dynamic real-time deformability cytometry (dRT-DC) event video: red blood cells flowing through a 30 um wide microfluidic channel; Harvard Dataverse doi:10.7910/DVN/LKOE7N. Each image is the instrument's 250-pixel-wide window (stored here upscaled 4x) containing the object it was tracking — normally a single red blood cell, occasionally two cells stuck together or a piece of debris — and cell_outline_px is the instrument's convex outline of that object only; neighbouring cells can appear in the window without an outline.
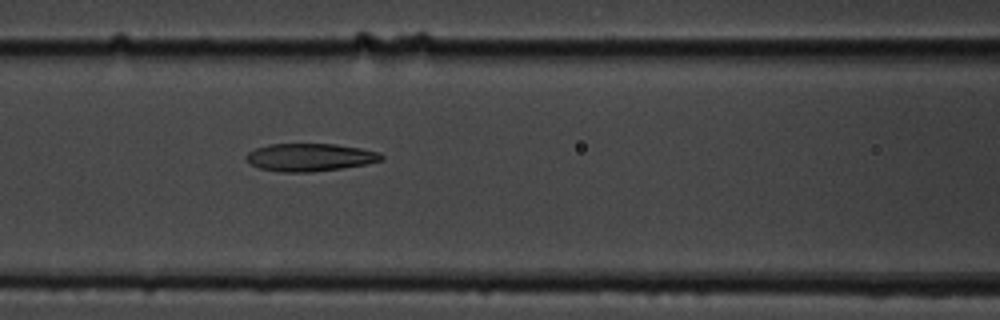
{"species": "common noctule bat (a hibernating species)", "species_latin": "Nyctalus noctula", "temperature_condition": "cold", "stored_images_in_passage": 7, "camera_frame_rate_fps": 3000, "um_per_image_px": 0.085, "animal": {"sex": "male", "body_mass_g": 19.5, "forearm_length_mm": 54.6}, "frame": {"image": 1, "passage_image": 7, "time_ms": 7.667, "image_size_px": [1000, 320], "cell_outline_px": [[384, 160], [364, 164], [340, 168], [308, 172], [280, 172], [260, 168], [252, 164], [244, 156], [248, 152], [256, 148], [268, 144], [336, 144], [360, 148], [380, 152], [384, 156]], "centroid_in_image_um": [26.35, 13.36], "position_along_channel_um": 140.3, "area_um2": 21.73}}